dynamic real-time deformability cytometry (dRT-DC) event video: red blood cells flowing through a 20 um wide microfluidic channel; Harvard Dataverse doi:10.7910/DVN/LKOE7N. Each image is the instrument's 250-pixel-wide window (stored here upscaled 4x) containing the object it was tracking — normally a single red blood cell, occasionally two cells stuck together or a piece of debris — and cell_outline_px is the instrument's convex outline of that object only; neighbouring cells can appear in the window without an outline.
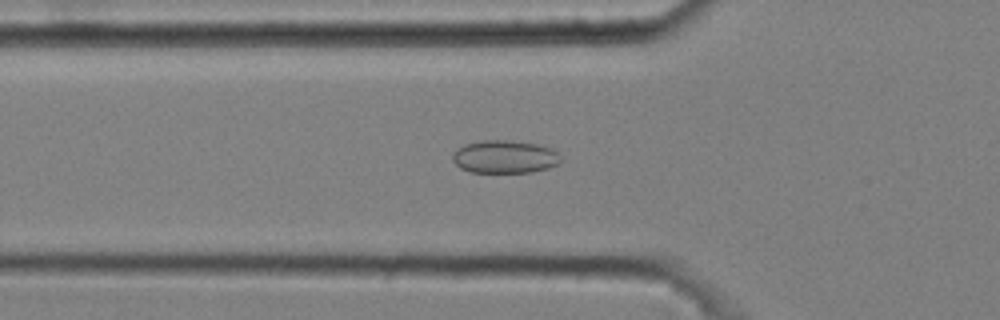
{"species": "common noctule bat (a hibernating species)", "species_latin": "Nyctalus noctula", "temperature_condition": "cold", "stored_images_in_passage": 52, "camera_frame_rate_fps": 3000, "um_per_image_px": 0.085, "animal": {"sex": "male", "body_mass_g": 20.4}, "frame": {"image": 1, "passage_image": 18, "time_ms": 5.667, "image_size_px": [1000, 320], "cell_outline_px": [[560, 164], [548, 168], [532, 172], [472, 172], [460, 168], [452, 160], [452, 156], [456, 148], [464, 144], [484, 140], [508, 140], [536, 144], [552, 148], [560, 156]], "centroid_in_image_um": [42.89, 13.32], "position_along_channel_um": 82.9, "area_um2": 20.81}}
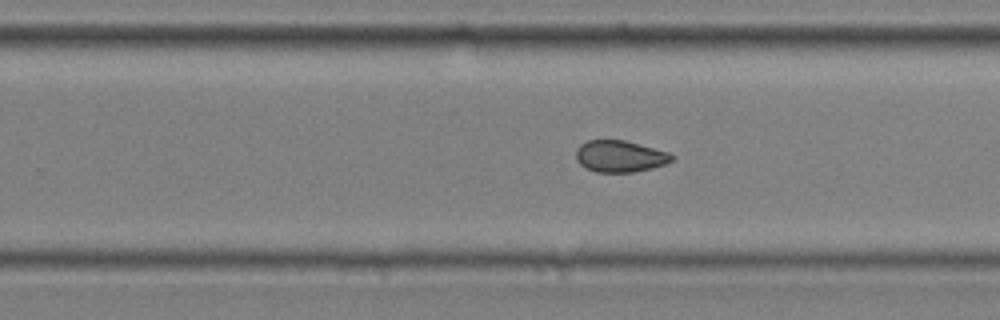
{"frame": {"image": 2, "passage_image": 34, "time_ms": 11.0, "image_size_px": [1000, 320], "cell_outline_px": [[676, 156], [672, 160], [664, 164], [652, 168], [632, 172], [596, 172], [580, 164], [576, 160], [576, 148], [580, 144], [588, 140], [624, 140], [668, 152]], "centroid_in_image_um": [52.68, 13.28], "position_along_channel_um": 277.1, "area_um2": 17.57}}
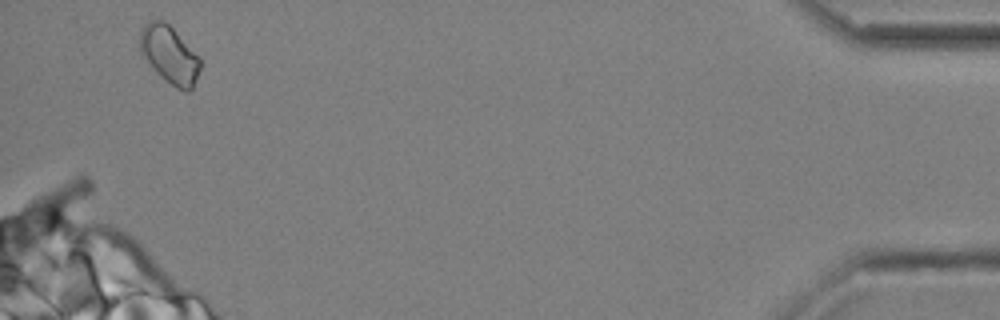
{"frame": {"image": 3, "passage_image": 51, "time_ms": 16.667, "image_size_px": [1000, 320], "cell_outline_px": [[200, 68], [192, 88], [188, 92], [184, 92], [176, 88], [140, 52], [140, 32], [144, 24], [152, 20], [164, 20], [200, 56]], "centroid_in_image_um": [14.44, 4.61], "position_along_channel_um": 420.8, "area_um2": 19.48}, "authors_computed_cell_mechanics": {"area_um2": 18.8139, "velocity_mm_per_s": 3.6372, "shape_relaxation_time_tau1_ms": null, "shape_relaxation_time_tau2_ms": 2.3407, "deformation_change_tau1": null, "deformation_change_tau2": 0.0625}}